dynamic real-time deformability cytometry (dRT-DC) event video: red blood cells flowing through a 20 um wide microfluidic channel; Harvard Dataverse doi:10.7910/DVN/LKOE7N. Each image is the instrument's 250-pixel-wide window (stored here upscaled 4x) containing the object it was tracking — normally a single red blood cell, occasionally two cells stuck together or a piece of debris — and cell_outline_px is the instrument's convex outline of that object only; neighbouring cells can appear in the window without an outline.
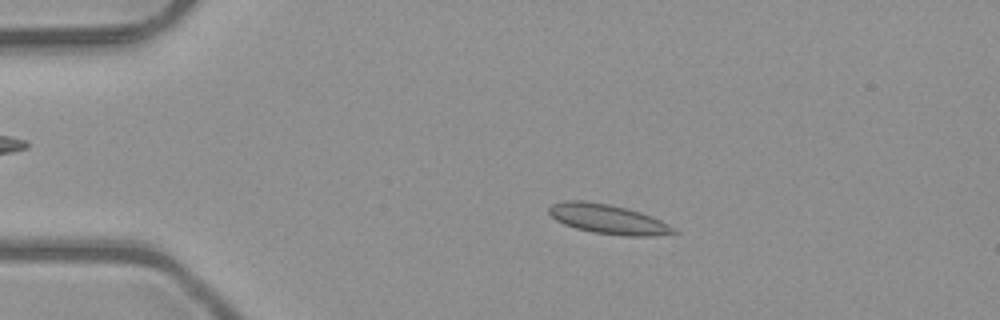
{"species": "common noctule bat (a hibernating species)", "species_latin": "Nyctalus noctula", "temperature_condition": "room temperature", "stored_images_in_passage": 50, "camera_frame_rate_fps": 3000, "um_per_image_px": 0.085, "animal": {"sex": "male", "body_mass_g": 23.1, "forearm_length_mm": 52.7}, "frame": {"image": 1, "passage_image": 9, "time_ms": 2.667, "image_size_px": [1000, 320], "cell_outline_px": [[680, 232], [652, 236], [624, 236], [592, 232], [576, 228], [564, 224], [556, 220], [548, 212], [548, 208], [552, 204], [564, 200], [584, 200], [608, 204], [640, 212], [652, 216], [668, 224]], "centroid_in_image_um": [51.67, 18.62], "position_along_channel_um": 33.3, "area_um2": 21.44}}
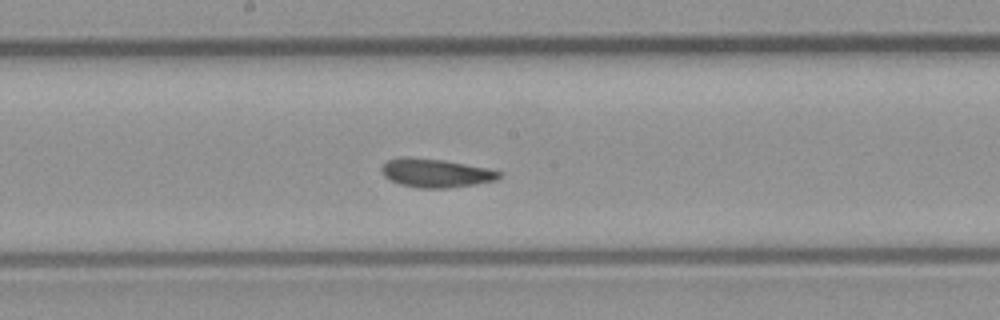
{"frame": {"image": 2, "passage_image": 26, "time_ms": 8.333, "image_size_px": [1000, 320], "cell_outline_px": [[500, 176], [496, 180], [448, 188], [420, 188], [400, 184], [384, 176], [380, 168], [388, 160], [404, 156], [408, 156], [444, 160], [488, 168], [500, 172]], "centroid_in_image_um": [37.0, 14.69], "position_along_channel_um": 211.2, "area_um2": 19.42}}
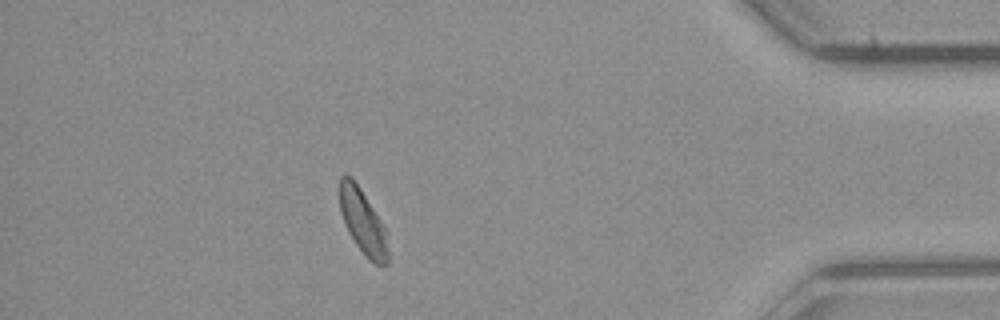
{"frame": {"image": 3, "passage_image": 44, "time_ms": 14.333, "image_size_px": [1000, 320], "cell_outline_px": [[388, 264], [376, 264], [368, 260], [364, 256], [348, 232], [344, 224], [340, 212], [340, 176], [352, 176], [360, 188], [380, 220], [384, 228], [388, 252]], "centroid_in_image_um": [30.81, 18.87], "position_along_channel_um": 404.4, "area_um2": 17.92}}